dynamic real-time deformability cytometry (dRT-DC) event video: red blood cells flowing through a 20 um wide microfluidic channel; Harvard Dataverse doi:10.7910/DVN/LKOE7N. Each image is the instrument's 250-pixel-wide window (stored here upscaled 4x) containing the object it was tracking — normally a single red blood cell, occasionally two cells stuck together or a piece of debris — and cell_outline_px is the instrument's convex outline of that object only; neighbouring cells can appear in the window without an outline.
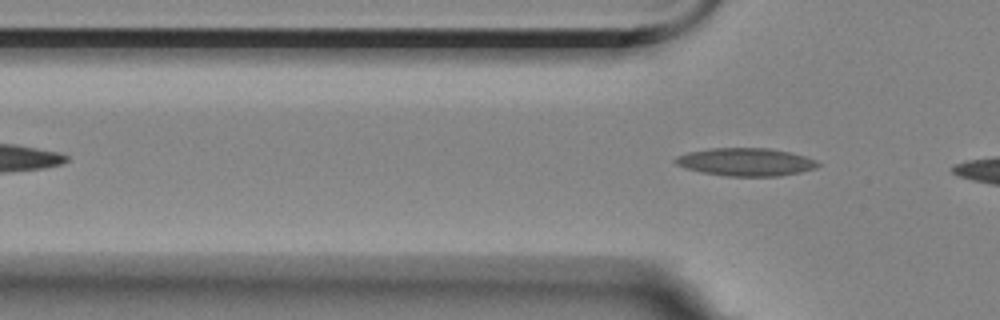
{"species": "Egyptian fruit bat (a non-hibernating species)", "species_latin": "Rousettus aegyptiacus", "temperature_condition": "room temperature", "stored_images_in_passage": 7, "camera_frame_rate_fps": 3000, "um_per_image_px": 0.085, "animal": {"sex": "female"}, "frame": {"image": 1, "passage_image": 7, "time_ms": 6.667, "image_size_px": [1000, 320], "cell_outline_px": [[820, 164], [816, 168], [800, 172], [780, 176], [724, 176], [700, 172], [684, 168], [676, 164], [672, 160], [676, 156], [688, 152], [708, 148], [768, 148], [792, 152], [816, 160]], "centroid_in_image_um": [63.35, 13.77], "position_along_channel_um": 62.4, "area_um2": 23.41}}